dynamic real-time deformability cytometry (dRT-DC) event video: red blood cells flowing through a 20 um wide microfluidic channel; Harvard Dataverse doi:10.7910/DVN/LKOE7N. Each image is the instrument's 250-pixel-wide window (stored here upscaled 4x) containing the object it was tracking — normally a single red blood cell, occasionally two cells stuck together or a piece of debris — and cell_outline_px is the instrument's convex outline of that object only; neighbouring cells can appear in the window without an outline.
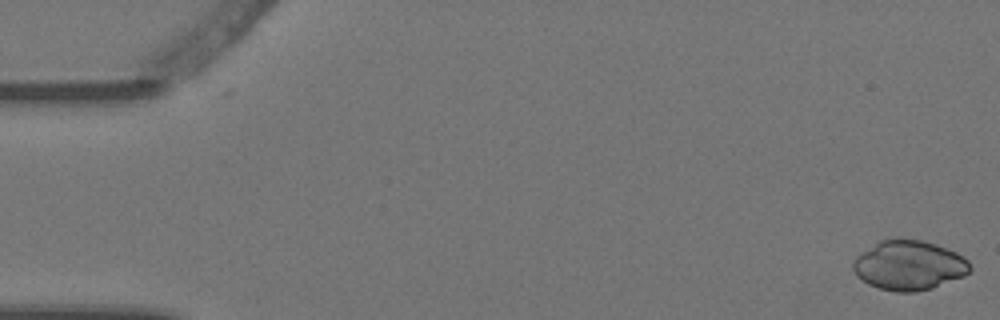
{"species": "Egyptian fruit bat (a non-hibernating species)", "species_latin": "Rousettus aegyptiacus", "temperature_condition": "warm", "stored_images_in_passage": 5, "camera_frame_rate_fps": 3000, "um_per_image_px": 0.085, "animal": {"sex": "female"}, "frame": {"image": 1, "passage_image": 1, "time_ms": 0.0, "image_size_px": [1000, 320], "cell_outline_px": [[972, 268], [964, 276], [932, 288], [916, 292], [896, 292], [880, 288], [868, 284], [856, 276], [852, 268], [852, 260], [860, 252], [880, 240], [920, 240], [936, 244], [956, 252], [964, 256], [968, 260]], "centroid_in_image_um": [77.25, 22.56], "position_along_channel_um": 7.8, "area_um2": 33.81}}